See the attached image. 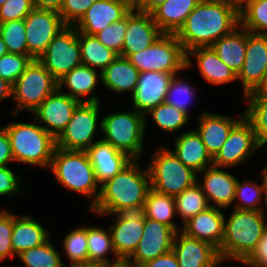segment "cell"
Segmentation results:
<instances>
[{
    "instance_id": "25",
    "label": "cell",
    "mask_w": 267,
    "mask_h": 267,
    "mask_svg": "<svg viewBox=\"0 0 267 267\" xmlns=\"http://www.w3.org/2000/svg\"><path fill=\"white\" fill-rule=\"evenodd\" d=\"M101 186L125 168L133 159L118 151L110 143L100 139L86 150Z\"/></svg>"
},
{
    "instance_id": "14",
    "label": "cell",
    "mask_w": 267,
    "mask_h": 267,
    "mask_svg": "<svg viewBox=\"0 0 267 267\" xmlns=\"http://www.w3.org/2000/svg\"><path fill=\"white\" fill-rule=\"evenodd\" d=\"M175 231L168 225L144 216V229L137 249L126 260L131 267H139L172 250Z\"/></svg>"
},
{
    "instance_id": "15",
    "label": "cell",
    "mask_w": 267,
    "mask_h": 267,
    "mask_svg": "<svg viewBox=\"0 0 267 267\" xmlns=\"http://www.w3.org/2000/svg\"><path fill=\"white\" fill-rule=\"evenodd\" d=\"M81 102L70 97L58 88L50 94L33 112L34 121L57 139L65 130L72 118L73 112Z\"/></svg>"
},
{
    "instance_id": "51",
    "label": "cell",
    "mask_w": 267,
    "mask_h": 267,
    "mask_svg": "<svg viewBox=\"0 0 267 267\" xmlns=\"http://www.w3.org/2000/svg\"><path fill=\"white\" fill-rule=\"evenodd\" d=\"M242 264L248 267H267V230L262 235L254 253Z\"/></svg>"
},
{
    "instance_id": "2",
    "label": "cell",
    "mask_w": 267,
    "mask_h": 267,
    "mask_svg": "<svg viewBox=\"0 0 267 267\" xmlns=\"http://www.w3.org/2000/svg\"><path fill=\"white\" fill-rule=\"evenodd\" d=\"M141 169L138 160H132L114 177L103 183L98 200L90 208V212L102 217L142 211L151 182L148 167Z\"/></svg>"
},
{
    "instance_id": "31",
    "label": "cell",
    "mask_w": 267,
    "mask_h": 267,
    "mask_svg": "<svg viewBox=\"0 0 267 267\" xmlns=\"http://www.w3.org/2000/svg\"><path fill=\"white\" fill-rule=\"evenodd\" d=\"M201 0H167L152 12V18L165 34H175Z\"/></svg>"
},
{
    "instance_id": "40",
    "label": "cell",
    "mask_w": 267,
    "mask_h": 267,
    "mask_svg": "<svg viewBox=\"0 0 267 267\" xmlns=\"http://www.w3.org/2000/svg\"><path fill=\"white\" fill-rule=\"evenodd\" d=\"M147 114L152 117L156 126L169 134L180 131L182 127L188 124L190 119L189 115L165 102L152 108Z\"/></svg>"
},
{
    "instance_id": "39",
    "label": "cell",
    "mask_w": 267,
    "mask_h": 267,
    "mask_svg": "<svg viewBox=\"0 0 267 267\" xmlns=\"http://www.w3.org/2000/svg\"><path fill=\"white\" fill-rule=\"evenodd\" d=\"M17 257L25 267H65L61 254L50 238L40 246L21 252Z\"/></svg>"
},
{
    "instance_id": "16",
    "label": "cell",
    "mask_w": 267,
    "mask_h": 267,
    "mask_svg": "<svg viewBox=\"0 0 267 267\" xmlns=\"http://www.w3.org/2000/svg\"><path fill=\"white\" fill-rule=\"evenodd\" d=\"M267 69V35L247 31V47L243 67L237 75L243 95L254 92L262 83Z\"/></svg>"
},
{
    "instance_id": "42",
    "label": "cell",
    "mask_w": 267,
    "mask_h": 267,
    "mask_svg": "<svg viewBox=\"0 0 267 267\" xmlns=\"http://www.w3.org/2000/svg\"><path fill=\"white\" fill-rule=\"evenodd\" d=\"M238 199V202L236 200ZM263 201V186L262 181L261 184H258L255 181H246L243 182L237 181L236 191H235V199L232 208L238 210H249V211H260L262 210V206L260 205ZM260 206H259V205Z\"/></svg>"
},
{
    "instance_id": "1",
    "label": "cell",
    "mask_w": 267,
    "mask_h": 267,
    "mask_svg": "<svg viewBox=\"0 0 267 267\" xmlns=\"http://www.w3.org/2000/svg\"><path fill=\"white\" fill-rule=\"evenodd\" d=\"M240 26V7L225 0H201L175 33L184 51L211 47Z\"/></svg>"
},
{
    "instance_id": "52",
    "label": "cell",
    "mask_w": 267,
    "mask_h": 267,
    "mask_svg": "<svg viewBox=\"0 0 267 267\" xmlns=\"http://www.w3.org/2000/svg\"><path fill=\"white\" fill-rule=\"evenodd\" d=\"M14 162L11 150V142L6 129L0 127V166H8V163Z\"/></svg>"
},
{
    "instance_id": "18",
    "label": "cell",
    "mask_w": 267,
    "mask_h": 267,
    "mask_svg": "<svg viewBox=\"0 0 267 267\" xmlns=\"http://www.w3.org/2000/svg\"><path fill=\"white\" fill-rule=\"evenodd\" d=\"M132 9L129 0H96L74 25L87 35H96L106 26L123 19Z\"/></svg>"
},
{
    "instance_id": "63",
    "label": "cell",
    "mask_w": 267,
    "mask_h": 267,
    "mask_svg": "<svg viewBox=\"0 0 267 267\" xmlns=\"http://www.w3.org/2000/svg\"><path fill=\"white\" fill-rule=\"evenodd\" d=\"M7 0H0V7L6 2Z\"/></svg>"
},
{
    "instance_id": "41",
    "label": "cell",
    "mask_w": 267,
    "mask_h": 267,
    "mask_svg": "<svg viewBox=\"0 0 267 267\" xmlns=\"http://www.w3.org/2000/svg\"><path fill=\"white\" fill-rule=\"evenodd\" d=\"M70 231L62 243L69 266L88 263L87 225Z\"/></svg>"
},
{
    "instance_id": "10",
    "label": "cell",
    "mask_w": 267,
    "mask_h": 267,
    "mask_svg": "<svg viewBox=\"0 0 267 267\" xmlns=\"http://www.w3.org/2000/svg\"><path fill=\"white\" fill-rule=\"evenodd\" d=\"M99 108L100 103H80L74 110L65 130L56 139V147L65 150L86 151L100 140L94 139L98 126L100 131L102 126V119L98 118L100 116Z\"/></svg>"
},
{
    "instance_id": "32",
    "label": "cell",
    "mask_w": 267,
    "mask_h": 267,
    "mask_svg": "<svg viewBox=\"0 0 267 267\" xmlns=\"http://www.w3.org/2000/svg\"><path fill=\"white\" fill-rule=\"evenodd\" d=\"M211 47L220 60L238 75L245 61L247 30L240 25L230 34L214 42Z\"/></svg>"
},
{
    "instance_id": "50",
    "label": "cell",
    "mask_w": 267,
    "mask_h": 267,
    "mask_svg": "<svg viewBox=\"0 0 267 267\" xmlns=\"http://www.w3.org/2000/svg\"><path fill=\"white\" fill-rule=\"evenodd\" d=\"M21 179L20 175H16L9 166H0V195L17 196L23 194Z\"/></svg>"
},
{
    "instance_id": "30",
    "label": "cell",
    "mask_w": 267,
    "mask_h": 267,
    "mask_svg": "<svg viewBox=\"0 0 267 267\" xmlns=\"http://www.w3.org/2000/svg\"><path fill=\"white\" fill-rule=\"evenodd\" d=\"M140 72L128 58L118 56L101 72V83L115 93L130 92L131 96L137 88Z\"/></svg>"
},
{
    "instance_id": "57",
    "label": "cell",
    "mask_w": 267,
    "mask_h": 267,
    "mask_svg": "<svg viewBox=\"0 0 267 267\" xmlns=\"http://www.w3.org/2000/svg\"><path fill=\"white\" fill-rule=\"evenodd\" d=\"M261 174H262L261 180H262L263 197H264L263 201L265 202L266 205V207H262V211L266 213V211H264L265 210L264 208L267 209V169L263 168Z\"/></svg>"
},
{
    "instance_id": "59",
    "label": "cell",
    "mask_w": 267,
    "mask_h": 267,
    "mask_svg": "<svg viewBox=\"0 0 267 267\" xmlns=\"http://www.w3.org/2000/svg\"><path fill=\"white\" fill-rule=\"evenodd\" d=\"M67 267H104V263H94V262H88L84 264H77Z\"/></svg>"
},
{
    "instance_id": "28",
    "label": "cell",
    "mask_w": 267,
    "mask_h": 267,
    "mask_svg": "<svg viewBox=\"0 0 267 267\" xmlns=\"http://www.w3.org/2000/svg\"><path fill=\"white\" fill-rule=\"evenodd\" d=\"M50 238L47 230L32 215L13 214L12 250L15 256L21 252L42 245Z\"/></svg>"
},
{
    "instance_id": "38",
    "label": "cell",
    "mask_w": 267,
    "mask_h": 267,
    "mask_svg": "<svg viewBox=\"0 0 267 267\" xmlns=\"http://www.w3.org/2000/svg\"><path fill=\"white\" fill-rule=\"evenodd\" d=\"M240 25L250 33L267 35V0H246L240 6Z\"/></svg>"
},
{
    "instance_id": "46",
    "label": "cell",
    "mask_w": 267,
    "mask_h": 267,
    "mask_svg": "<svg viewBox=\"0 0 267 267\" xmlns=\"http://www.w3.org/2000/svg\"><path fill=\"white\" fill-rule=\"evenodd\" d=\"M125 33L126 16L120 21L106 26L105 29L98 32L95 36L104 46L120 55L123 49Z\"/></svg>"
},
{
    "instance_id": "26",
    "label": "cell",
    "mask_w": 267,
    "mask_h": 267,
    "mask_svg": "<svg viewBox=\"0 0 267 267\" xmlns=\"http://www.w3.org/2000/svg\"><path fill=\"white\" fill-rule=\"evenodd\" d=\"M191 56L196 59L197 68L209 84L222 85L237 81V75L218 57L212 47H198L186 53V68L193 66Z\"/></svg>"
},
{
    "instance_id": "21",
    "label": "cell",
    "mask_w": 267,
    "mask_h": 267,
    "mask_svg": "<svg viewBox=\"0 0 267 267\" xmlns=\"http://www.w3.org/2000/svg\"><path fill=\"white\" fill-rule=\"evenodd\" d=\"M228 172L224 167L212 165L197 174V183L200 185L209 205L212 207L225 210V208L232 207L234 203L238 180ZM200 174H203V180L198 178Z\"/></svg>"
},
{
    "instance_id": "8",
    "label": "cell",
    "mask_w": 267,
    "mask_h": 267,
    "mask_svg": "<svg viewBox=\"0 0 267 267\" xmlns=\"http://www.w3.org/2000/svg\"><path fill=\"white\" fill-rule=\"evenodd\" d=\"M128 59L140 73L156 71L176 75L186 69V52L175 34L164 33L151 46L131 54Z\"/></svg>"
},
{
    "instance_id": "37",
    "label": "cell",
    "mask_w": 267,
    "mask_h": 267,
    "mask_svg": "<svg viewBox=\"0 0 267 267\" xmlns=\"http://www.w3.org/2000/svg\"><path fill=\"white\" fill-rule=\"evenodd\" d=\"M174 198L176 214L181 217L182 224L210 207L206 195L197 182Z\"/></svg>"
},
{
    "instance_id": "27",
    "label": "cell",
    "mask_w": 267,
    "mask_h": 267,
    "mask_svg": "<svg viewBox=\"0 0 267 267\" xmlns=\"http://www.w3.org/2000/svg\"><path fill=\"white\" fill-rule=\"evenodd\" d=\"M174 140L172 152L185 166L197 174L213 165V158L195 129L183 132Z\"/></svg>"
},
{
    "instance_id": "5",
    "label": "cell",
    "mask_w": 267,
    "mask_h": 267,
    "mask_svg": "<svg viewBox=\"0 0 267 267\" xmlns=\"http://www.w3.org/2000/svg\"><path fill=\"white\" fill-rule=\"evenodd\" d=\"M11 142L14 163L50 168L56 139L39 123L12 122L4 126Z\"/></svg>"
},
{
    "instance_id": "19",
    "label": "cell",
    "mask_w": 267,
    "mask_h": 267,
    "mask_svg": "<svg viewBox=\"0 0 267 267\" xmlns=\"http://www.w3.org/2000/svg\"><path fill=\"white\" fill-rule=\"evenodd\" d=\"M163 34L154 22L151 13L131 9L126 15V33L120 56L128 58L131 54L146 49Z\"/></svg>"
},
{
    "instance_id": "12",
    "label": "cell",
    "mask_w": 267,
    "mask_h": 267,
    "mask_svg": "<svg viewBox=\"0 0 267 267\" xmlns=\"http://www.w3.org/2000/svg\"><path fill=\"white\" fill-rule=\"evenodd\" d=\"M28 55L38 59L67 25L59 12L34 8L24 19Z\"/></svg>"
},
{
    "instance_id": "23",
    "label": "cell",
    "mask_w": 267,
    "mask_h": 267,
    "mask_svg": "<svg viewBox=\"0 0 267 267\" xmlns=\"http://www.w3.org/2000/svg\"><path fill=\"white\" fill-rule=\"evenodd\" d=\"M237 117L239 118L236 120L232 116L205 111L199 116V123L195 130L200 135L203 144L212 158L219 152L227 140L230 131L245 116L243 113L242 115L238 114Z\"/></svg>"
},
{
    "instance_id": "11",
    "label": "cell",
    "mask_w": 267,
    "mask_h": 267,
    "mask_svg": "<svg viewBox=\"0 0 267 267\" xmlns=\"http://www.w3.org/2000/svg\"><path fill=\"white\" fill-rule=\"evenodd\" d=\"M59 81L73 68L82 64L78 31L67 25L50 42L37 59Z\"/></svg>"
},
{
    "instance_id": "3",
    "label": "cell",
    "mask_w": 267,
    "mask_h": 267,
    "mask_svg": "<svg viewBox=\"0 0 267 267\" xmlns=\"http://www.w3.org/2000/svg\"><path fill=\"white\" fill-rule=\"evenodd\" d=\"M265 213L249 210H232L224 219V238L218 250L224 263L236 260L244 263L256 250L262 235L267 230Z\"/></svg>"
},
{
    "instance_id": "35",
    "label": "cell",
    "mask_w": 267,
    "mask_h": 267,
    "mask_svg": "<svg viewBox=\"0 0 267 267\" xmlns=\"http://www.w3.org/2000/svg\"><path fill=\"white\" fill-rule=\"evenodd\" d=\"M108 230V231H107ZM87 244H88V262L104 263L112 265L121 262L117 256L113 243L111 232L108 229L97 226H87ZM114 255L115 260L111 261L108 254Z\"/></svg>"
},
{
    "instance_id": "24",
    "label": "cell",
    "mask_w": 267,
    "mask_h": 267,
    "mask_svg": "<svg viewBox=\"0 0 267 267\" xmlns=\"http://www.w3.org/2000/svg\"><path fill=\"white\" fill-rule=\"evenodd\" d=\"M224 219L222 208L210 206L185 222L181 231L219 250L224 238Z\"/></svg>"
},
{
    "instance_id": "29",
    "label": "cell",
    "mask_w": 267,
    "mask_h": 267,
    "mask_svg": "<svg viewBox=\"0 0 267 267\" xmlns=\"http://www.w3.org/2000/svg\"><path fill=\"white\" fill-rule=\"evenodd\" d=\"M99 74V76L97 75ZM98 80L101 81V73L97 69L90 68L86 65H79L73 68L70 72L65 74L58 81V89L62 90L64 86L68 87L69 91L65 92L72 98L82 102L100 103L99 98L94 92ZM91 93V96L84 100L82 97ZM81 97V98H80Z\"/></svg>"
},
{
    "instance_id": "36",
    "label": "cell",
    "mask_w": 267,
    "mask_h": 267,
    "mask_svg": "<svg viewBox=\"0 0 267 267\" xmlns=\"http://www.w3.org/2000/svg\"><path fill=\"white\" fill-rule=\"evenodd\" d=\"M245 118L252 124L260 148L267 145V94H247Z\"/></svg>"
},
{
    "instance_id": "56",
    "label": "cell",
    "mask_w": 267,
    "mask_h": 267,
    "mask_svg": "<svg viewBox=\"0 0 267 267\" xmlns=\"http://www.w3.org/2000/svg\"><path fill=\"white\" fill-rule=\"evenodd\" d=\"M13 85L0 77V101L12 98Z\"/></svg>"
},
{
    "instance_id": "45",
    "label": "cell",
    "mask_w": 267,
    "mask_h": 267,
    "mask_svg": "<svg viewBox=\"0 0 267 267\" xmlns=\"http://www.w3.org/2000/svg\"><path fill=\"white\" fill-rule=\"evenodd\" d=\"M32 60L30 55L4 54L0 58V77L13 85Z\"/></svg>"
},
{
    "instance_id": "47",
    "label": "cell",
    "mask_w": 267,
    "mask_h": 267,
    "mask_svg": "<svg viewBox=\"0 0 267 267\" xmlns=\"http://www.w3.org/2000/svg\"><path fill=\"white\" fill-rule=\"evenodd\" d=\"M13 231V214L7 210H0V261L9 257L14 259L11 236Z\"/></svg>"
},
{
    "instance_id": "33",
    "label": "cell",
    "mask_w": 267,
    "mask_h": 267,
    "mask_svg": "<svg viewBox=\"0 0 267 267\" xmlns=\"http://www.w3.org/2000/svg\"><path fill=\"white\" fill-rule=\"evenodd\" d=\"M142 212L145 217L166 224L175 232L182 230V227H179L176 222L172 221L176 214L175 198L173 196L150 188Z\"/></svg>"
},
{
    "instance_id": "58",
    "label": "cell",
    "mask_w": 267,
    "mask_h": 267,
    "mask_svg": "<svg viewBox=\"0 0 267 267\" xmlns=\"http://www.w3.org/2000/svg\"><path fill=\"white\" fill-rule=\"evenodd\" d=\"M249 94H267V69L260 86L254 92H251Z\"/></svg>"
},
{
    "instance_id": "34",
    "label": "cell",
    "mask_w": 267,
    "mask_h": 267,
    "mask_svg": "<svg viewBox=\"0 0 267 267\" xmlns=\"http://www.w3.org/2000/svg\"><path fill=\"white\" fill-rule=\"evenodd\" d=\"M82 65L100 69V73L119 55L104 46L94 35L78 32Z\"/></svg>"
},
{
    "instance_id": "53",
    "label": "cell",
    "mask_w": 267,
    "mask_h": 267,
    "mask_svg": "<svg viewBox=\"0 0 267 267\" xmlns=\"http://www.w3.org/2000/svg\"><path fill=\"white\" fill-rule=\"evenodd\" d=\"M139 267H179L177 257L173 250L159 257L149 260Z\"/></svg>"
},
{
    "instance_id": "60",
    "label": "cell",
    "mask_w": 267,
    "mask_h": 267,
    "mask_svg": "<svg viewBox=\"0 0 267 267\" xmlns=\"http://www.w3.org/2000/svg\"><path fill=\"white\" fill-rule=\"evenodd\" d=\"M6 53H8V50H7L5 42L3 41L0 35V58Z\"/></svg>"
},
{
    "instance_id": "4",
    "label": "cell",
    "mask_w": 267,
    "mask_h": 267,
    "mask_svg": "<svg viewBox=\"0 0 267 267\" xmlns=\"http://www.w3.org/2000/svg\"><path fill=\"white\" fill-rule=\"evenodd\" d=\"M57 181L70 191L92 198L89 208L95 205L100 185L86 151L65 150L56 147L50 165Z\"/></svg>"
},
{
    "instance_id": "43",
    "label": "cell",
    "mask_w": 267,
    "mask_h": 267,
    "mask_svg": "<svg viewBox=\"0 0 267 267\" xmlns=\"http://www.w3.org/2000/svg\"><path fill=\"white\" fill-rule=\"evenodd\" d=\"M180 77L179 74L173 75L164 102L188 115V106L192 102L193 97H195L196 89L195 86L186 83V79L184 80Z\"/></svg>"
},
{
    "instance_id": "49",
    "label": "cell",
    "mask_w": 267,
    "mask_h": 267,
    "mask_svg": "<svg viewBox=\"0 0 267 267\" xmlns=\"http://www.w3.org/2000/svg\"><path fill=\"white\" fill-rule=\"evenodd\" d=\"M96 0H64L59 11L66 25L74 26Z\"/></svg>"
},
{
    "instance_id": "55",
    "label": "cell",
    "mask_w": 267,
    "mask_h": 267,
    "mask_svg": "<svg viewBox=\"0 0 267 267\" xmlns=\"http://www.w3.org/2000/svg\"><path fill=\"white\" fill-rule=\"evenodd\" d=\"M64 0H32L34 8L59 12Z\"/></svg>"
},
{
    "instance_id": "61",
    "label": "cell",
    "mask_w": 267,
    "mask_h": 267,
    "mask_svg": "<svg viewBox=\"0 0 267 267\" xmlns=\"http://www.w3.org/2000/svg\"><path fill=\"white\" fill-rule=\"evenodd\" d=\"M104 267H131V266L126 261H121L119 263L112 265L104 264Z\"/></svg>"
},
{
    "instance_id": "54",
    "label": "cell",
    "mask_w": 267,
    "mask_h": 267,
    "mask_svg": "<svg viewBox=\"0 0 267 267\" xmlns=\"http://www.w3.org/2000/svg\"><path fill=\"white\" fill-rule=\"evenodd\" d=\"M166 1L167 0H134L132 2V9L143 13H151L155 8Z\"/></svg>"
},
{
    "instance_id": "9",
    "label": "cell",
    "mask_w": 267,
    "mask_h": 267,
    "mask_svg": "<svg viewBox=\"0 0 267 267\" xmlns=\"http://www.w3.org/2000/svg\"><path fill=\"white\" fill-rule=\"evenodd\" d=\"M57 88L58 81L37 59L32 60L13 84L12 98L17 106L12 115L25 109L33 113Z\"/></svg>"
},
{
    "instance_id": "62",
    "label": "cell",
    "mask_w": 267,
    "mask_h": 267,
    "mask_svg": "<svg viewBox=\"0 0 267 267\" xmlns=\"http://www.w3.org/2000/svg\"><path fill=\"white\" fill-rule=\"evenodd\" d=\"M225 1L232 2L240 7L246 0H225Z\"/></svg>"
},
{
    "instance_id": "48",
    "label": "cell",
    "mask_w": 267,
    "mask_h": 267,
    "mask_svg": "<svg viewBox=\"0 0 267 267\" xmlns=\"http://www.w3.org/2000/svg\"><path fill=\"white\" fill-rule=\"evenodd\" d=\"M33 9L32 0H7L0 7V23L25 19Z\"/></svg>"
},
{
    "instance_id": "22",
    "label": "cell",
    "mask_w": 267,
    "mask_h": 267,
    "mask_svg": "<svg viewBox=\"0 0 267 267\" xmlns=\"http://www.w3.org/2000/svg\"><path fill=\"white\" fill-rule=\"evenodd\" d=\"M172 77L171 74L156 71L141 72L137 88L131 96L132 107L147 116L152 108L164 103Z\"/></svg>"
},
{
    "instance_id": "44",
    "label": "cell",
    "mask_w": 267,
    "mask_h": 267,
    "mask_svg": "<svg viewBox=\"0 0 267 267\" xmlns=\"http://www.w3.org/2000/svg\"><path fill=\"white\" fill-rule=\"evenodd\" d=\"M0 35L8 52L28 55L24 19L0 23Z\"/></svg>"
},
{
    "instance_id": "7",
    "label": "cell",
    "mask_w": 267,
    "mask_h": 267,
    "mask_svg": "<svg viewBox=\"0 0 267 267\" xmlns=\"http://www.w3.org/2000/svg\"><path fill=\"white\" fill-rule=\"evenodd\" d=\"M155 151L147 165L151 188L175 197L197 182V173L185 166L168 148L162 146Z\"/></svg>"
},
{
    "instance_id": "13",
    "label": "cell",
    "mask_w": 267,
    "mask_h": 267,
    "mask_svg": "<svg viewBox=\"0 0 267 267\" xmlns=\"http://www.w3.org/2000/svg\"><path fill=\"white\" fill-rule=\"evenodd\" d=\"M260 148L252 124L244 117L231 131L219 152L213 158V165L231 168L247 162ZM247 159V160H246Z\"/></svg>"
},
{
    "instance_id": "20",
    "label": "cell",
    "mask_w": 267,
    "mask_h": 267,
    "mask_svg": "<svg viewBox=\"0 0 267 267\" xmlns=\"http://www.w3.org/2000/svg\"><path fill=\"white\" fill-rule=\"evenodd\" d=\"M172 250L179 267H220L223 263L216 247L182 231L175 233Z\"/></svg>"
},
{
    "instance_id": "17",
    "label": "cell",
    "mask_w": 267,
    "mask_h": 267,
    "mask_svg": "<svg viewBox=\"0 0 267 267\" xmlns=\"http://www.w3.org/2000/svg\"><path fill=\"white\" fill-rule=\"evenodd\" d=\"M115 222L109 227L112 243L117 256L126 261L137 249L144 229V213H116Z\"/></svg>"
},
{
    "instance_id": "6",
    "label": "cell",
    "mask_w": 267,
    "mask_h": 267,
    "mask_svg": "<svg viewBox=\"0 0 267 267\" xmlns=\"http://www.w3.org/2000/svg\"><path fill=\"white\" fill-rule=\"evenodd\" d=\"M101 119L102 140L133 160H139L144 151L147 117L133 108L132 112H112Z\"/></svg>"
}]
</instances>
